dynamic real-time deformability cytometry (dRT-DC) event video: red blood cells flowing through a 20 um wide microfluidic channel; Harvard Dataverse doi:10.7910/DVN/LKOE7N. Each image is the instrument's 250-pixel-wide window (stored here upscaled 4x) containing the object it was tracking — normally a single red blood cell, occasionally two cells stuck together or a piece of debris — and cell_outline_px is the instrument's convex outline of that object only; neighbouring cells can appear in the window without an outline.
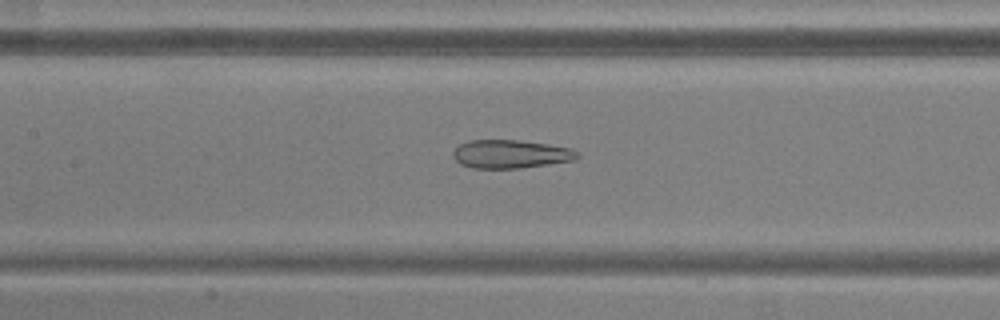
{"species": "common noctule bat (a hibernating species)", "species_latin": "Nyctalus noctula", "temperature_condition": "warm", "stored_images_in_passage": 52, "camera_frame_rate_fps": 3000, "um_per_image_px": 0.085, "animal": {"sex": "male", "body_mass_g": 20.5, "forearm_length_mm": 52.5}, "frame": {"image": 1, "passage_image": 23, "time_ms": 7.333, "image_size_px": [1000, 320], "cell_outline_px": [[580, 156], [576, 160], [520, 168], [472, 168], [460, 164], [452, 156], [452, 152], [460, 144], [472, 140], [520, 140], [548, 144], [572, 148], [580, 152]], "centroid_in_image_um": [43.44, 13.09], "position_along_channel_um": 164.0, "area_um2": 20.69}}
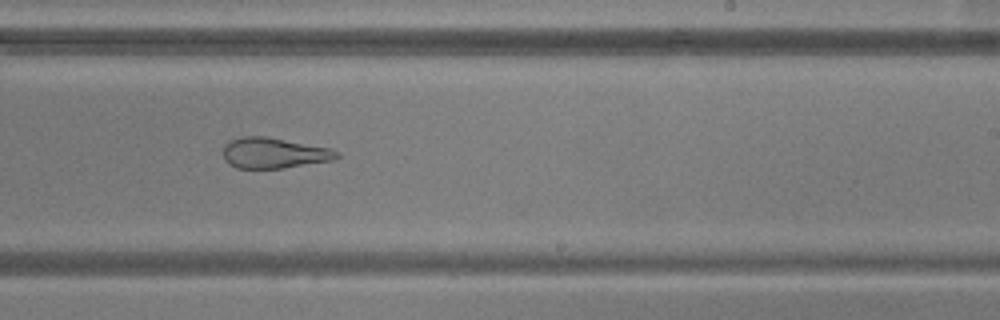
{"frame": {"image": 2, "passage_image": 31, "time_ms": 10.0, "image_size_px": [1000, 320], "cell_outline_px": [[340, 156], [332, 160], [284, 168], [236, 168], [228, 164], [224, 160], [224, 144], [228, 140], [240, 136], [264, 136], [328, 148], [340, 152]], "centroid_in_image_um": [23.23, 13.0], "position_along_channel_um": 265.8, "area_um2": 20.23}}
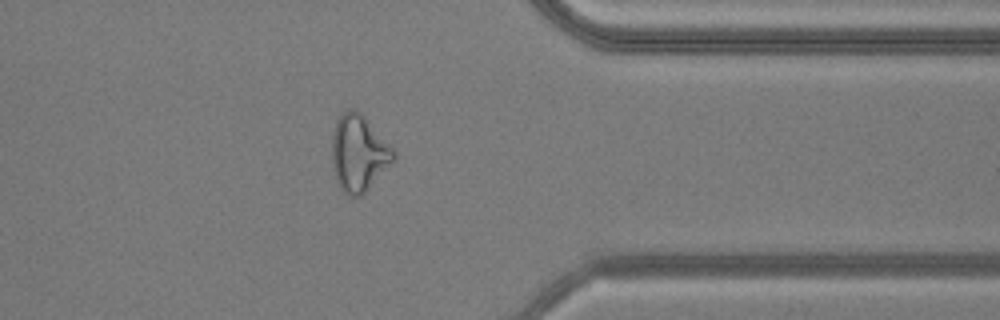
{"frame": {"image": 3, "passage_image": 41, "time_ms": 13.333, "image_size_px": [1000, 320], "cell_outline_px": [[396, 160], [360, 196], [352, 196], [344, 192], [340, 188], [336, 180], [332, 164], [332, 132], [336, 120], [348, 108], [352, 108], [360, 112], [364, 116], [396, 152]], "centroid_in_image_um": [30.48, 13.01], "position_along_channel_um": 380.9, "area_um2": 27.34}, "authors_computed_cell_mechanics": {"area_um2": 27.1371, "velocity_mm_per_s": 3.8319, "shape_relaxation_time_tau1_ms": null, "shape_relaxation_time_tau2_ms": 2.4495, "deformation_change_tau1": null, "deformation_change_tau2": 0.1316}}